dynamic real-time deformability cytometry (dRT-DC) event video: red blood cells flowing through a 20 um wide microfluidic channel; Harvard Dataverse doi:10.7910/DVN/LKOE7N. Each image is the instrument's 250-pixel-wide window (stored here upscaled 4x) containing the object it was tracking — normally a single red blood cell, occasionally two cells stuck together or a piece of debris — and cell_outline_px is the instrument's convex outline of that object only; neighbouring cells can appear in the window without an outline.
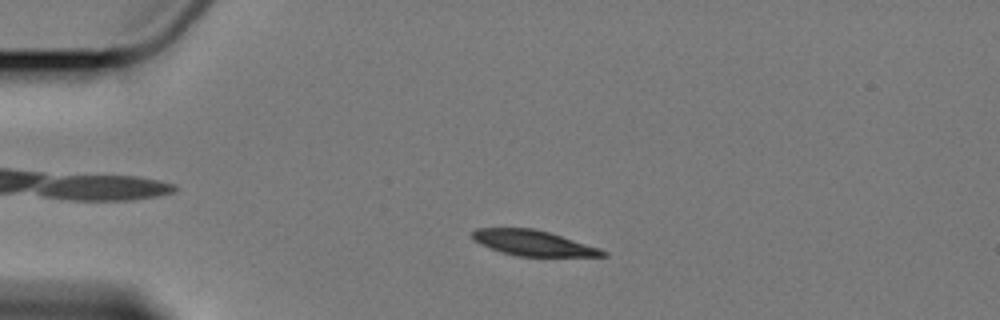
{"species": "Egyptian fruit bat (a non-hibernating species)", "species_latin": "Rousettus aegyptiacus", "temperature_condition": "cold", "stored_images_in_passage": 3, "camera_frame_rate_fps": 3000, "um_per_image_px": 0.085, "animal": {"sex": "female"}, "frame": {"image": 1, "passage_image": 2, "time_ms": 1.333, "image_size_px": [1000, 320], "cell_outline_px": [[608, 256], [516, 256], [500, 252], [480, 244], [472, 240], [472, 232], [476, 228], [532, 228], [548, 232], [600, 248], [608, 252]], "centroid_in_image_um": [45.29, 20.66], "position_along_channel_um": 39.7, "area_um2": 19.25}}